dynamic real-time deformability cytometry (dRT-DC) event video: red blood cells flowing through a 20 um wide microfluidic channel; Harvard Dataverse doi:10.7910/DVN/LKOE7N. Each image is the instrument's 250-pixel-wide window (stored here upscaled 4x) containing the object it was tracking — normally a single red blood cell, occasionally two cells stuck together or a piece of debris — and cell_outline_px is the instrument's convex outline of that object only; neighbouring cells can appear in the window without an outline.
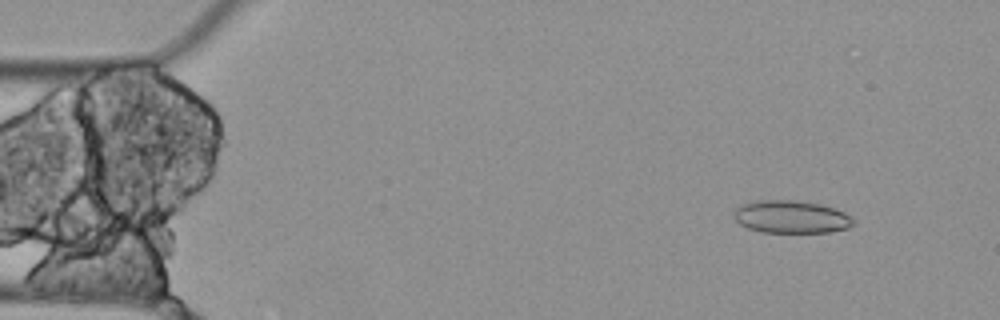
{"species": "Egyptian fruit bat (a non-hibernating species)", "species_latin": "Rousettus aegyptiacus", "temperature_condition": "cold", "stored_images_in_passage": 3, "camera_frame_rate_fps": 3000, "um_per_image_px": 0.085, "animal": {"sex": "female"}, "frame": {"image": 1, "passage_image": 1, "time_ms": 0.0, "image_size_px": [1000, 320], "cell_outline_px": [[856, 224], [848, 228], [828, 232], [760, 232], [748, 228], [740, 224], [732, 216], [732, 212], [736, 208], [744, 204], [756, 200], [796, 200], [820, 204], [844, 212], [852, 216], [856, 220]], "centroid_in_image_um": [67.26, 18.43], "position_along_channel_um": 17.7, "area_um2": 22.95}}